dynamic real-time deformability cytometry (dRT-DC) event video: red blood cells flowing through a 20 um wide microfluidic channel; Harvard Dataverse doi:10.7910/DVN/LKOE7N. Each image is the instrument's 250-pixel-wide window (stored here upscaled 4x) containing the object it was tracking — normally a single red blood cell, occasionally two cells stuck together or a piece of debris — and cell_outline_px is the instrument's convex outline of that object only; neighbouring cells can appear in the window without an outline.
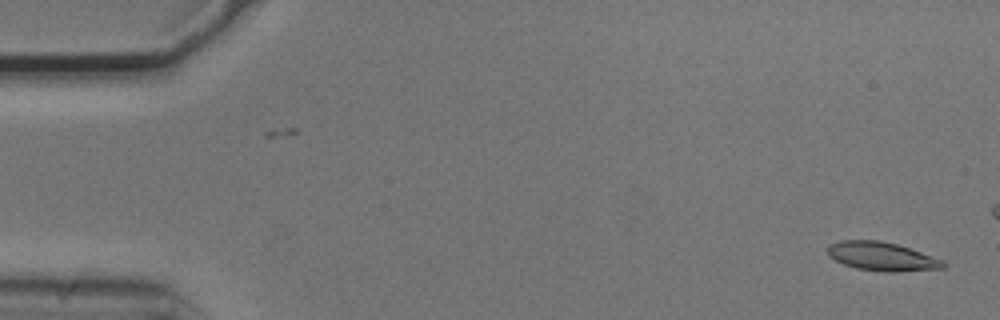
{"species": "common noctule bat (a hibernating species)", "species_latin": "Nyctalus noctula", "temperature_condition": "cold", "stored_images_in_passage": 15, "camera_frame_rate_fps": 3000, "um_per_image_px": 0.085, "animal": {"sex": "male", "body_mass_g": 20.5, "forearm_length_mm": 52.5}, "frame": {"image": 1, "passage_image": 1, "time_ms": 0.0, "image_size_px": [1000, 320], "cell_outline_px": [[948, 264], [944, 268], [892, 272], [884, 272], [856, 268], [844, 264], [828, 256], [828, 244], [840, 240], [880, 240], [896, 244], [944, 260]], "centroid_in_image_um": [74.95, 21.79], "position_along_channel_um": 10.0, "area_um2": 19.31}}